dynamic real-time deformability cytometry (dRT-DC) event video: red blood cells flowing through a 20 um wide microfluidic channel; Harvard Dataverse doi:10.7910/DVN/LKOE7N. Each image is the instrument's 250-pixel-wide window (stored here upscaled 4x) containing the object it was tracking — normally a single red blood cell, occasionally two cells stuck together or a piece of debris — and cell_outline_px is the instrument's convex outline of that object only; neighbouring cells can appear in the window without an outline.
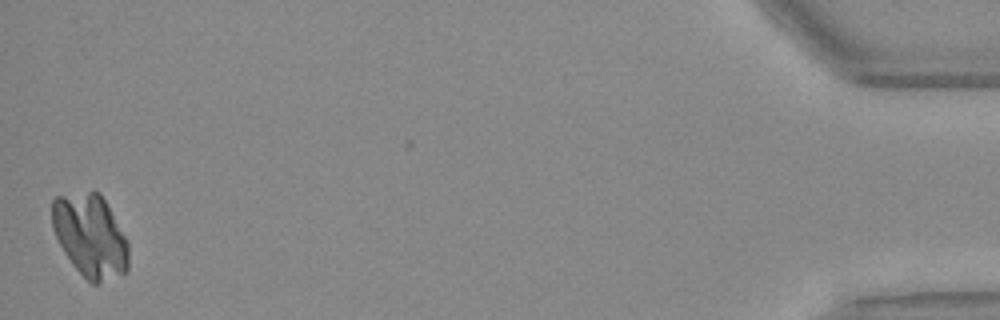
{"species": "Egyptian fruit bat (a non-hibernating species)", "species_latin": "Rousettus aegyptiacus", "temperature_condition": "warm", "stored_images_in_passage": 38, "camera_frame_rate_fps": 3000, "um_per_image_px": 0.085, "animal": {"sex": "female"}, "frame": {"image": 1, "passage_image": 37, "time_ms": 12.0, "image_size_px": [1000, 320], "cell_outline_px": [[128, 272], [96, 284], [92, 284], [72, 264], [64, 252], [52, 228], [52, 200], [56, 196], [88, 192], [100, 192], [124, 236], [128, 244]], "centroid_in_image_um": [7.66, 20.05], "position_along_channel_um": 427.5, "area_um2": 36.53}}